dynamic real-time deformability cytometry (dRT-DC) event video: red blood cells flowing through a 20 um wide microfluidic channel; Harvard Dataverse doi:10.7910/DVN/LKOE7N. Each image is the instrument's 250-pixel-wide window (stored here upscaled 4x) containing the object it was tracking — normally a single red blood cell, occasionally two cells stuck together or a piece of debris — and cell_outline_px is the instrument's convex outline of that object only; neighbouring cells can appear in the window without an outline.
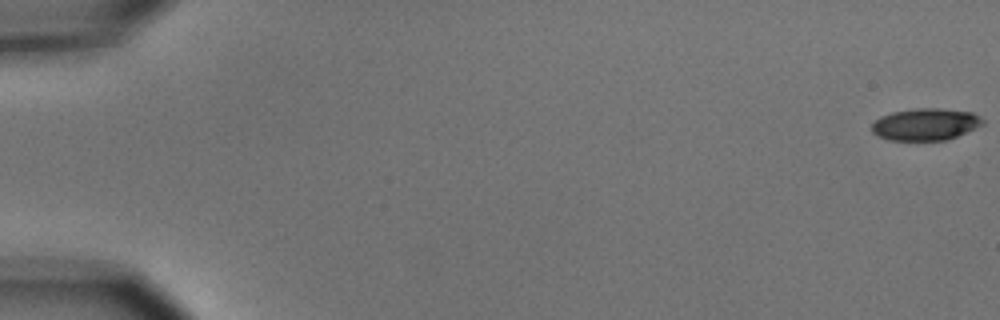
{"species": "common noctule bat (a hibernating species)", "species_latin": "Nyctalus noctula", "temperature_condition": "cold", "stored_images_in_passage": 14, "camera_frame_rate_fps": 3000, "um_per_image_px": 0.085, "animal": {"sex": "male", "body_mass_g": 15.6}, "frame": {"image": 1, "passage_image": 1, "time_ms": 0.0, "image_size_px": [1000, 320], "cell_outline_px": [[984, 124], [956, 136], [944, 140], [888, 140], [876, 136], [872, 132], [872, 124], [880, 116], [892, 112], [912, 108], [940, 108], [972, 112], [980, 116], [984, 120]], "centroid_in_image_um": [78.64, 10.56], "position_along_channel_um": 6.4, "area_um2": 20.75}}
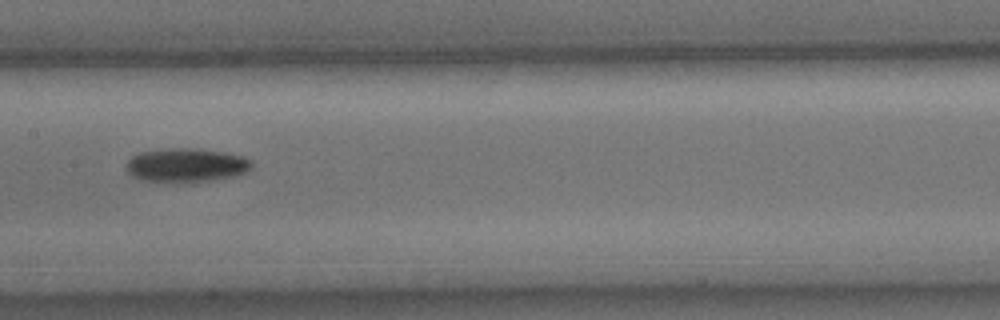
{"frame": {"image": 2, "passage_image": 8, "time_ms": 9.333, "image_size_px": [1000, 320], "cell_outline_px": [[252, 168], [236, 176], [192, 184], [188, 184], [140, 180], [132, 176], [124, 168], [128, 160], [132, 156], [140, 152], [160, 148], [196, 148], [224, 152], [244, 156], [252, 160]], "centroid_in_image_um": [15.82, 14.06], "position_along_channel_um": 191.6, "area_um2": 25.66}}
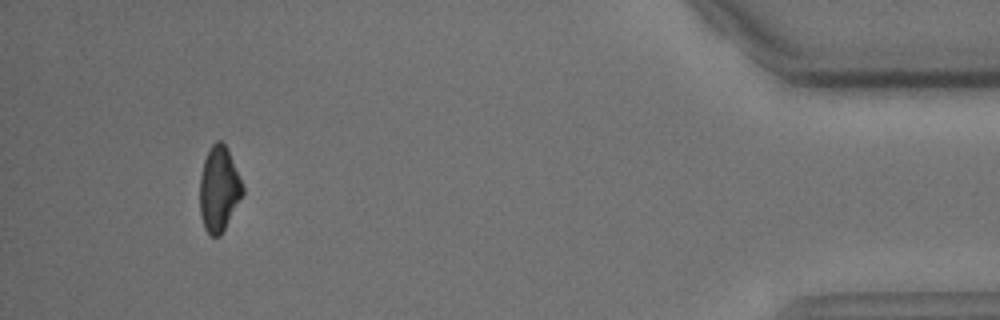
{"frame": {"image": 3, "passage_image": 14, "time_ms": 17.0, "image_size_px": [1000, 320], "cell_outline_px": [[244, 192], [220, 236], [212, 236], [204, 228], [200, 216], [200, 176], [204, 160], [212, 144], [216, 140], [220, 140], [228, 148], [244, 188]], "centroid_in_image_um": [18.6, 16.05], "position_along_channel_um": 416.6, "area_um2": 21.04}, "authors_computed_cell_mechanics": {"area_um2": 23.2067, "velocity_mm_per_s": 3.7381, "shape_relaxation_time_tau1_ms": 3.6513, "shape_relaxation_time_tau2_ms": null, "deformation_change_tau1": 0.1122, "deformation_change_tau2": null}}